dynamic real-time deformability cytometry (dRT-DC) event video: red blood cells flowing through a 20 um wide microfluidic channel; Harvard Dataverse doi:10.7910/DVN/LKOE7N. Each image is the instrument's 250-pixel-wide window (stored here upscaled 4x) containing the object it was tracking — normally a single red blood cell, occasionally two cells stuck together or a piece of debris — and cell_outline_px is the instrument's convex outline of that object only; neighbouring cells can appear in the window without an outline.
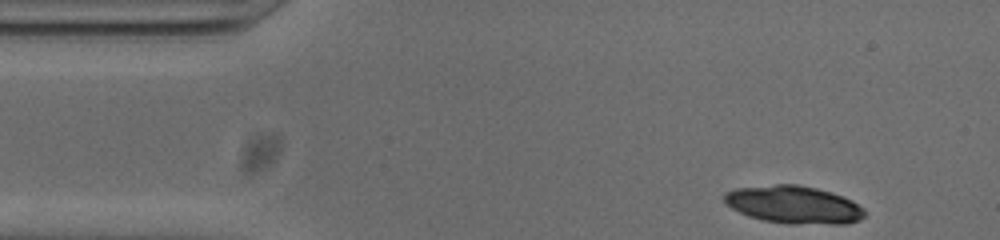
{"species": "common noctule bat (a hibernating species)", "species_latin": "Nyctalus noctula", "temperature_condition": "cold", "stored_images_in_passage": 48, "camera_frame_rate_fps": 3000, "um_per_image_px": 0.085, "animal": {"sex": "male", "body_mass_g": 20.0, "forearm_length_mm": 53.3}, "frame": {"image": 1, "passage_image": 1, "time_ms": 0.0, "image_size_px": [1000, 240], "cell_outline_px": [[864, 216], [860, 220], [848, 224], [788, 224], [764, 220], [748, 216], [732, 208], [724, 200], [724, 192], [736, 188], [776, 184], [796, 184], [816, 188], [852, 200], [864, 208]], "centroid_in_image_um": [67.48, 17.41], "position_along_channel_um": 17.5, "area_um2": 30.81}}
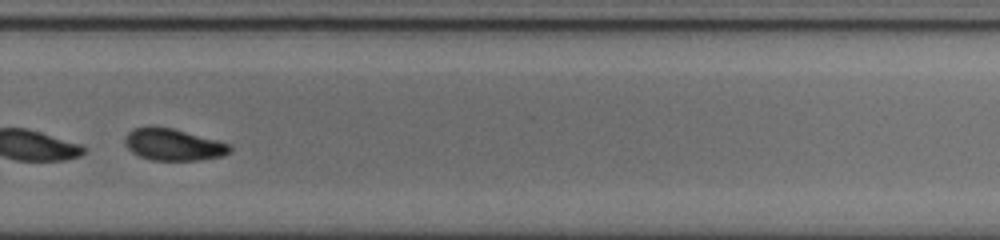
{"frame": {"image": 2, "passage_image": 31, "time_ms": 10.0, "image_size_px": [1000, 240], "cell_outline_px": [[232, 152], [224, 156], [200, 160], [152, 160], [140, 156], [132, 152], [124, 144], [124, 136], [132, 128], [148, 124], [172, 128], [220, 140], [228, 144], [232, 148]], "centroid_in_image_um": [14.72, 12.26], "position_along_channel_um": 315.1, "area_um2": 20.0}, "authors_computed_cell_mechanics": {"area_um2": 20.8947, "velocity_mm_per_s": 3.7667, "shape_relaxation_time_tau1_ms": 11.1087, "shape_relaxation_time_tau2_ms": null, "deformation_change_tau1": 0.2155, "deformation_change_tau2": null}}